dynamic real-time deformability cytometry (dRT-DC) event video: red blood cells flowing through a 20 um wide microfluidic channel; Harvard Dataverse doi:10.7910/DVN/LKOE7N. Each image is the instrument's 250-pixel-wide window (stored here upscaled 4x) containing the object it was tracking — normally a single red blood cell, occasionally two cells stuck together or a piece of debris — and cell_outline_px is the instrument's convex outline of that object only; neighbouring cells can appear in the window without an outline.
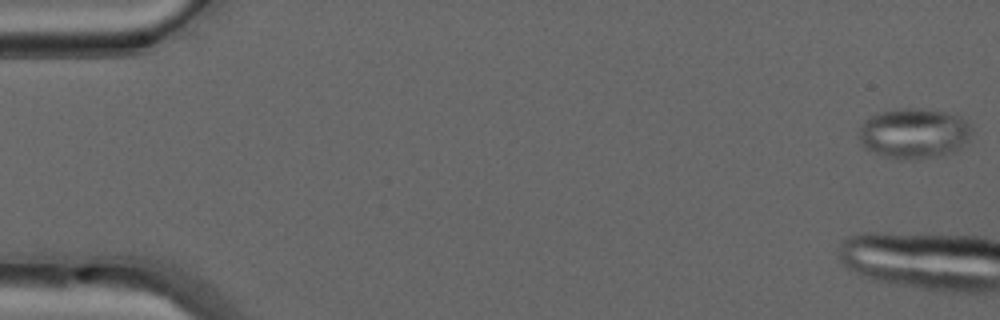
{"species": "common noctule bat (a hibernating species)", "species_latin": "Nyctalus noctula", "temperature_condition": "warm", "stored_images_in_passage": 4, "camera_frame_rate_fps": 3000, "um_per_image_px": 0.085, "animal": {"sex": "male", "forearm_length_mm": 52.5}, "frame": {"image": 1, "passage_image": 1, "time_ms": 0.0, "image_size_px": [1000, 320], "cell_outline_px": [[976, 132], [956, 152], [940, 156], [912, 160], [900, 160], [884, 156], [864, 148], [860, 140], [860, 128], [876, 112], [900, 108], [920, 108], [948, 112], [960, 116]], "centroid_in_image_um": [77.75, 11.35], "position_along_channel_um": 7.2, "area_um2": 33.52}}